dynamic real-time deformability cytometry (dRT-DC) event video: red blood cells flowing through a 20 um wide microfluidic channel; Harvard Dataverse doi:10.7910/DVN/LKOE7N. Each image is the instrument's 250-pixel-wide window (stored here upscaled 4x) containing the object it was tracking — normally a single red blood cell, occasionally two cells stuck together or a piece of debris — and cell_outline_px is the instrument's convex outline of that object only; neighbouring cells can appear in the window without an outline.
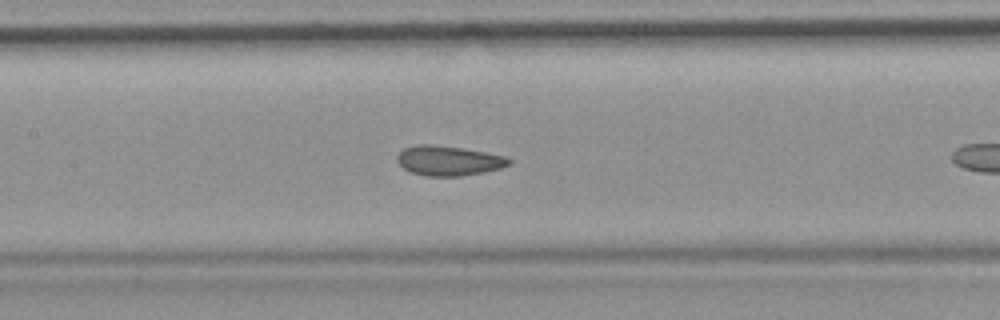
{"species": "common noctule bat (a hibernating species)", "species_latin": "Nyctalus noctula", "temperature_condition": "room temperature", "stored_images_in_passage": 18, "camera_frame_rate_fps": 3000, "um_per_image_px": 0.085, "animal": {"sex": "female", "body_mass_g": 19.9}, "frame": {"image": 1, "passage_image": 13, "time_ms": 4.0, "image_size_px": [1000, 320], "cell_outline_px": [[512, 164], [500, 168], [484, 172], [460, 176], [428, 176], [412, 172], [404, 168], [396, 160], [396, 156], [404, 148], [416, 144], [432, 144], [460, 148], [508, 156], [512, 160]], "centroid_in_image_um": [38.15, 13.65], "position_along_channel_um": 169.2, "area_um2": 19.42}}